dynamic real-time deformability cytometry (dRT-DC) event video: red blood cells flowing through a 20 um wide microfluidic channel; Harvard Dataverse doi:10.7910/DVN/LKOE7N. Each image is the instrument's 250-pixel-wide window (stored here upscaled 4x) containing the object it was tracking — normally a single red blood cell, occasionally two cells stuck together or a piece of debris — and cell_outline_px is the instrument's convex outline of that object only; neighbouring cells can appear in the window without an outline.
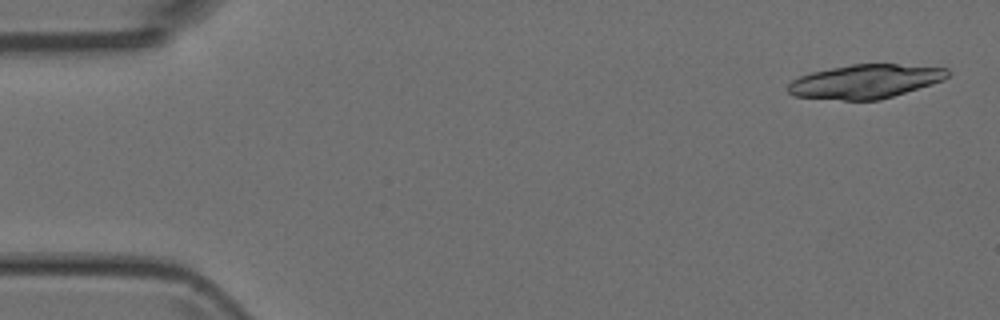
{"species": "Egyptian fruit bat (a non-hibernating species)", "species_latin": "Rousettus aegyptiacus", "temperature_condition": "room temperature", "stored_images_in_passage": 4, "camera_frame_rate_fps": 3000, "um_per_image_px": 0.085, "animal": {"sex": "female"}, "frame": {"image": 1, "passage_image": 1, "time_ms": 0.0, "image_size_px": [1000, 320], "cell_outline_px": [[948, 76], [944, 80], [932, 84], [880, 100], [844, 100], [792, 96], [788, 92], [788, 84], [792, 80], [800, 76], [812, 72], [852, 64], [896, 64], [948, 68]], "centroid_in_image_um": [73.55, 6.93], "position_along_channel_um": 11.5, "area_um2": 31.39}}
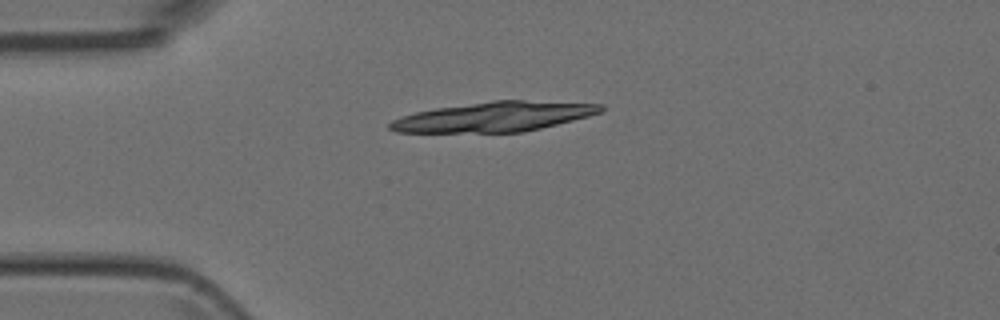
{"frame": {"image": 2, "passage_image": 4, "time_ms": 3.333, "image_size_px": [1000, 320], "cell_outline_px": [[604, 108], [600, 112], [588, 116], [524, 132], [396, 132], [388, 128], [388, 124], [392, 120], [400, 116], [416, 112], [436, 108], [492, 100], [524, 100], [604, 104]], "centroid_in_image_um": [41.97, 9.92], "position_along_channel_um": 43.0, "area_um2": 36.41}}